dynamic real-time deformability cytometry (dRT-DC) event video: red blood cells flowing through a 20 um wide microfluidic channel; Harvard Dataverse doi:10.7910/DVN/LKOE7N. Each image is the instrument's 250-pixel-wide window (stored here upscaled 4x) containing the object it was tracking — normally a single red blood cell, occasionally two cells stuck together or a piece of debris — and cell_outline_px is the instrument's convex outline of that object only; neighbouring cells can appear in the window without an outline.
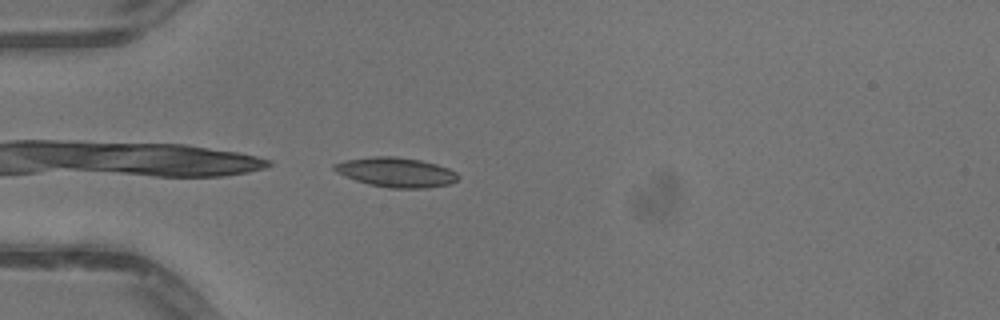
{"species": "common noctule bat (a hibernating species)", "species_latin": "Nyctalus noctula", "temperature_condition": "warm", "stored_images_in_passage": 37, "camera_frame_rate_fps": 3000, "um_per_image_px": 0.085, "animal": {"sex": "male", "body_mass_g": 13.3}, "frame": {"image": 1, "passage_image": 1, "time_ms": 0.0, "image_size_px": [1000, 320], "cell_outline_px": [[460, 176], [452, 184], [428, 188], [388, 188], [368, 184], [344, 176], [336, 172], [332, 168], [332, 164], [344, 160], [376, 156], [396, 156], [420, 160], [436, 164], [448, 168], [456, 172]], "centroid_in_image_um": [33.66, 14.64], "position_along_channel_um": 51.3, "area_um2": 21.56}}
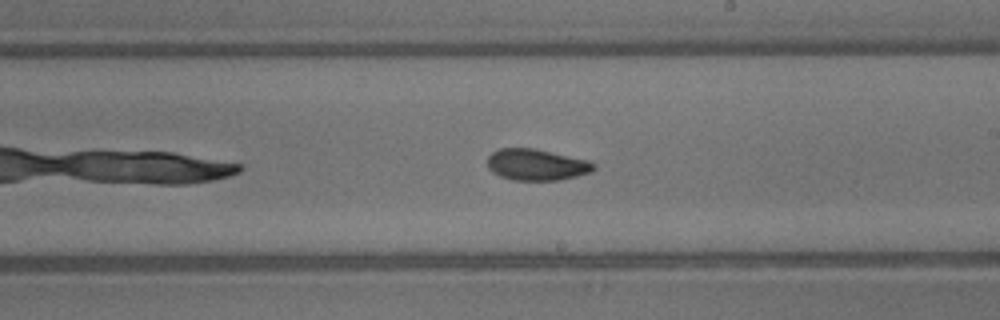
{"frame": {"image": 2, "passage_image": 16, "time_ms": 5.0, "image_size_px": [1000, 320], "cell_outline_px": [[596, 168], [592, 172], [560, 180], [512, 180], [500, 176], [492, 172], [488, 168], [488, 156], [492, 152], [500, 148], [536, 148], [588, 160], [596, 164]], "centroid_in_image_um": [45.62, 13.99], "position_along_channel_um": 243.4, "area_um2": 19.59}}
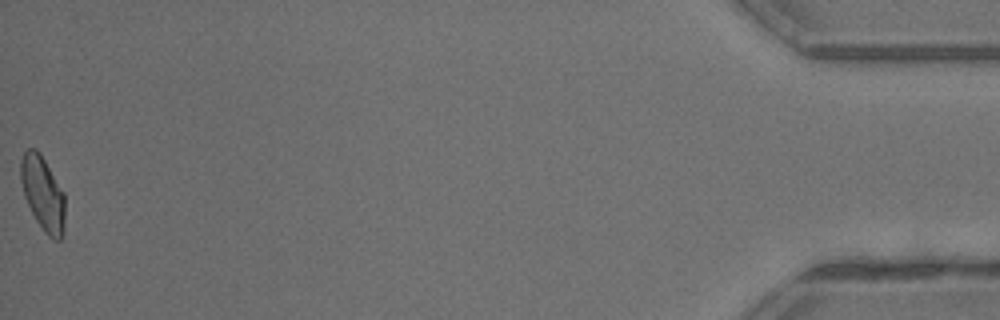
{"frame": {"image": 3, "passage_image": 37, "time_ms": 12.0, "image_size_px": [1000, 320], "cell_outline_px": [[64, 232], [60, 240], [52, 240], [44, 232], [36, 220], [24, 196], [20, 180], [20, 160], [24, 152], [28, 148], [36, 148], [40, 152], [64, 192]], "centroid_in_image_um": [3.63, 16.44], "position_along_channel_um": 431.6, "area_um2": 19.31}, "authors_computed_cell_mechanics": {"area_um2": 19.3052, "velocity_mm_per_s": 4.1205, "shape_relaxation_time_tau1_ms": 4.605, "shape_relaxation_time_tau2_ms": 2.7336, "deformation_change_tau1": 0.1263, "deformation_change_tau2": 0.0802}}